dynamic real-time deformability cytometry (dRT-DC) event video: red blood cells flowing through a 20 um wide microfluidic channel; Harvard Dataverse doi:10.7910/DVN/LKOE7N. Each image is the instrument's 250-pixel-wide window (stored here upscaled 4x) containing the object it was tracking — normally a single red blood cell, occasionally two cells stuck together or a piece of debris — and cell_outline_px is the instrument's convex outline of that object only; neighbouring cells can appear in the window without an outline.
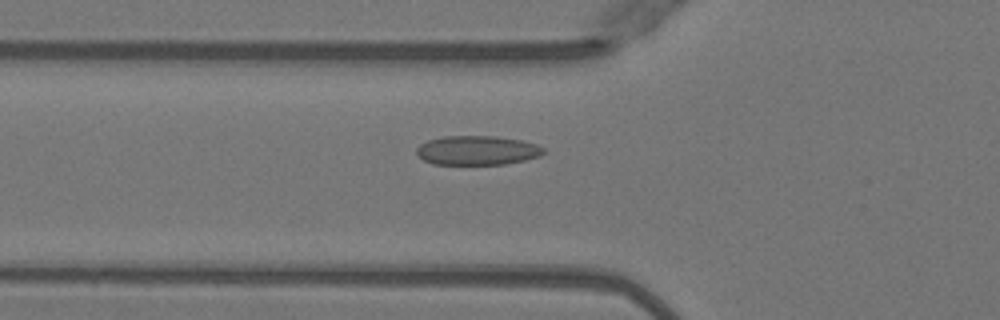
{"species": "Egyptian fruit bat (a non-hibernating species)", "species_latin": "Rousettus aegyptiacus", "temperature_condition": "warm", "stored_images_in_passage": 37, "camera_frame_rate_fps": 3000, "um_per_image_px": 0.085, "animal": {"sex": "female"}, "frame": {"image": 1, "passage_image": 8, "time_ms": 2.333, "image_size_px": [1000, 320], "cell_outline_px": [[544, 152], [540, 156], [524, 160], [504, 164], [432, 164], [416, 156], [416, 148], [420, 144], [428, 140], [444, 136], [496, 136], [520, 140], [536, 144], [544, 148]], "centroid_in_image_um": [40.53, 12.78], "position_along_channel_um": 85.3, "area_um2": 21.68}}
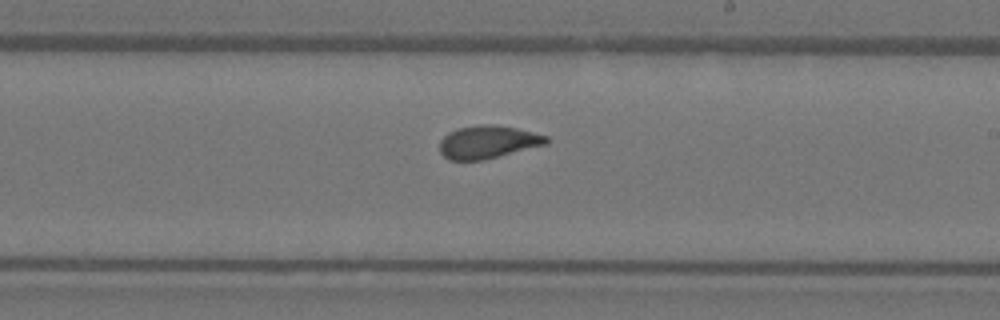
{"frame": {"image": 2, "passage_image": 20, "time_ms": 6.333, "image_size_px": [1000, 320], "cell_outline_px": [[548, 144], [484, 160], [448, 160], [440, 152], [440, 140], [448, 132], [456, 128], [480, 124], [492, 124], [516, 128], [548, 136]], "centroid_in_image_um": [41.46, 12.07], "position_along_channel_um": 247.5, "area_um2": 20.58}}
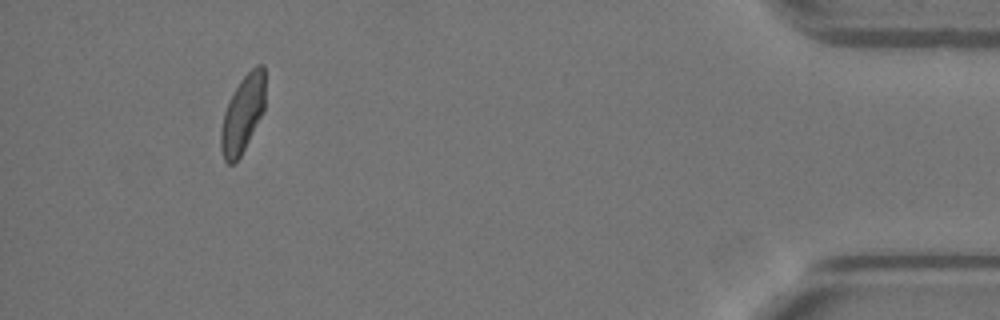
{"frame": {"image": 3, "passage_image": 37, "time_ms": 12.0, "image_size_px": [1000, 320], "cell_outline_px": [[264, 112], [240, 156], [232, 164], [228, 164], [224, 160], [220, 148], [220, 132], [224, 112], [240, 80], [256, 64], [264, 64]], "centroid_in_image_um": [20.63, 9.7], "position_along_channel_um": 414.6, "area_um2": 19.71}, "authors_computed_cell_mechanics": {"area_um2": 20.6924, "velocity_mm_per_s": 4.0374, "shape_relaxation_time_tau1_ms": 7.3221, "shape_relaxation_time_tau2_ms": 0.6254, "deformation_change_tau1": 0.1824, "deformation_change_tau2": 0.0558}}